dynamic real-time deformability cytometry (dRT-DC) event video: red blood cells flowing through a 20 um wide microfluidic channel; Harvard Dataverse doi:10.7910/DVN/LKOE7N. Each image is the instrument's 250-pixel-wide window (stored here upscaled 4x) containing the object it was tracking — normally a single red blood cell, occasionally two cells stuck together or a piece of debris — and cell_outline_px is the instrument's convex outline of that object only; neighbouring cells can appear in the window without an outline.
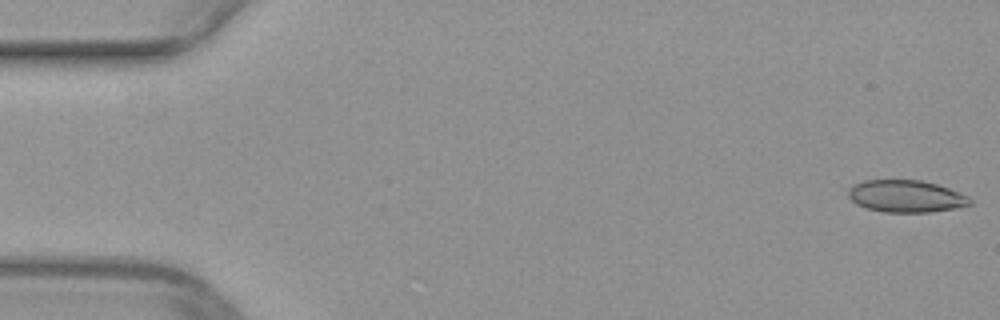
{"species": "common noctule bat (a hibernating species)", "species_latin": "Nyctalus noctula", "temperature_condition": "warm", "stored_images_in_passage": 14, "camera_frame_rate_fps": 3000, "um_per_image_px": 0.085, "animal": {"sex": "female", "body_mass_g": 29.2, "forearm_length_mm": 56.3}, "frame": {"image": 1, "passage_image": 1, "time_ms": 0.0, "image_size_px": [1000, 320], "cell_outline_px": [[972, 204], [956, 208], [932, 212], [884, 212], [864, 208], [856, 204], [848, 196], [848, 188], [852, 184], [864, 180], [920, 180], [936, 184], [948, 188], [968, 196], [972, 200]], "centroid_in_image_um": [76.98, 16.68], "position_along_channel_um": 8.0, "area_um2": 22.95}}
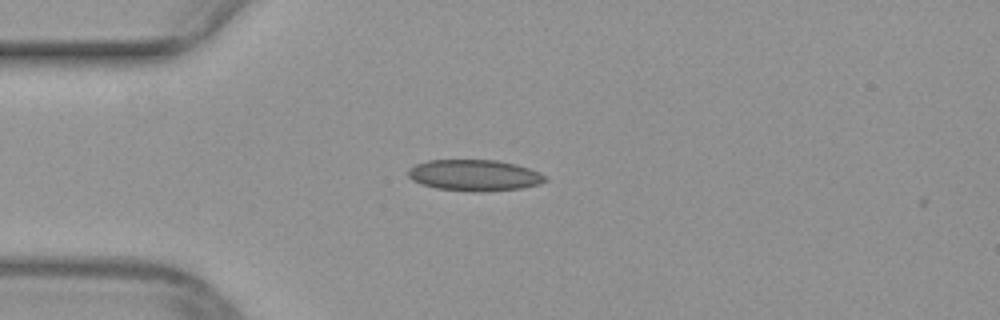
{"frame": {"image": 2, "passage_image": 13, "time_ms": 4.0, "image_size_px": [1000, 320], "cell_outline_px": [[548, 180], [540, 184], [520, 188], [484, 192], [472, 192], [436, 188], [420, 184], [412, 180], [408, 176], [408, 168], [416, 164], [428, 160], [496, 160], [516, 164], [540, 172]], "centroid_in_image_um": [40.31, 14.9], "position_along_channel_um": 44.7, "area_um2": 25.09}}